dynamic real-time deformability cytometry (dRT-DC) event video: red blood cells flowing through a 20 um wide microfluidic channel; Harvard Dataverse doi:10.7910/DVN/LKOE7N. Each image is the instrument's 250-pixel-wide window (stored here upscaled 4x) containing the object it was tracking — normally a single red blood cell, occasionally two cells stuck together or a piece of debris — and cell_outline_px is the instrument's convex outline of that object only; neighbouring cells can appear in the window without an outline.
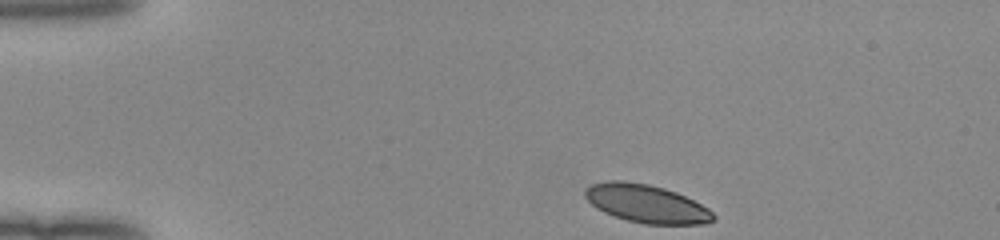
{"species": "human", "species_latin": "Homo sapiens", "temperature_condition": "room temperature", "stored_images_in_passage": 43, "camera_frame_rate_fps": 3000, "um_per_image_px": 0.085, "donor": {"sex": "female"}, "frame": {"image": 1, "passage_image": 1, "time_ms": 0.0, "image_size_px": [1000, 240], "cell_outline_px": [[716, 216], [712, 220], [704, 224], [644, 224], [628, 220], [604, 212], [596, 208], [584, 196], [584, 188], [592, 184], [608, 180], [624, 180], [648, 184], [664, 188], [676, 192], [708, 208]], "centroid_in_image_um": [54.91, 17.3], "position_along_channel_um": 30.1, "area_um2": 28.38}}
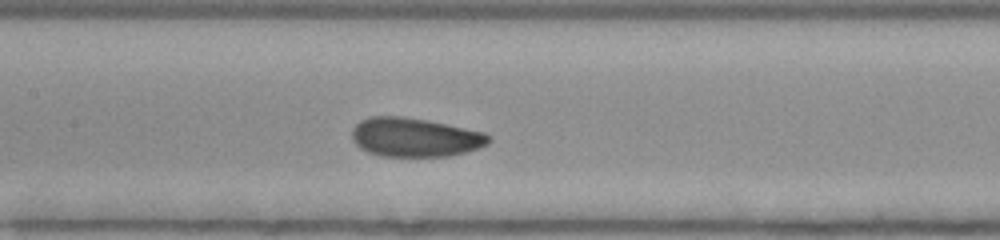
{"frame": {"image": 2, "passage_image": 17, "time_ms": 5.333, "image_size_px": [1000, 240], "cell_outline_px": [[492, 140], [488, 144], [480, 148], [448, 156], [380, 156], [368, 152], [360, 148], [352, 140], [352, 128], [360, 120], [368, 116], [404, 116], [428, 120], [484, 132]], "centroid_in_image_um": [35.24, 11.66], "position_along_channel_um": 172.2, "area_um2": 31.21}}
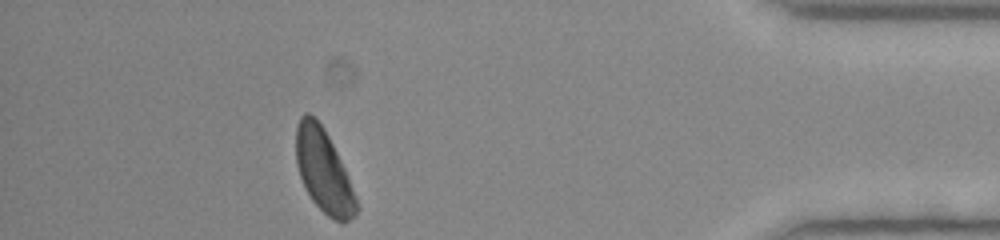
{"frame": {"image": 3, "passage_image": 38, "time_ms": 12.333, "image_size_px": [1000, 240], "cell_outline_px": [[360, 208], [356, 216], [344, 224], [328, 216], [312, 200], [300, 176], [296, 164], [296, 124], [300, 116], [304, 112], [308, 112], [324, 128], [348, 176]], "centroid_in_image_um": [27.52, 14.55], "position_along_channel_um": 407.7, "area_um2": 29.02}, "authors_computed_cell_mechanics": {"area_um2": 30.1716, "velocity_mm_per_s": 4.0025, "shape_relaxation_time_tau1_ms": 6.5072, "shape_relaxation_time_tau2_ms": 1.227, "deformation_change_tau1": 0.1583, "deformation_change_tau2": 0.0694}}